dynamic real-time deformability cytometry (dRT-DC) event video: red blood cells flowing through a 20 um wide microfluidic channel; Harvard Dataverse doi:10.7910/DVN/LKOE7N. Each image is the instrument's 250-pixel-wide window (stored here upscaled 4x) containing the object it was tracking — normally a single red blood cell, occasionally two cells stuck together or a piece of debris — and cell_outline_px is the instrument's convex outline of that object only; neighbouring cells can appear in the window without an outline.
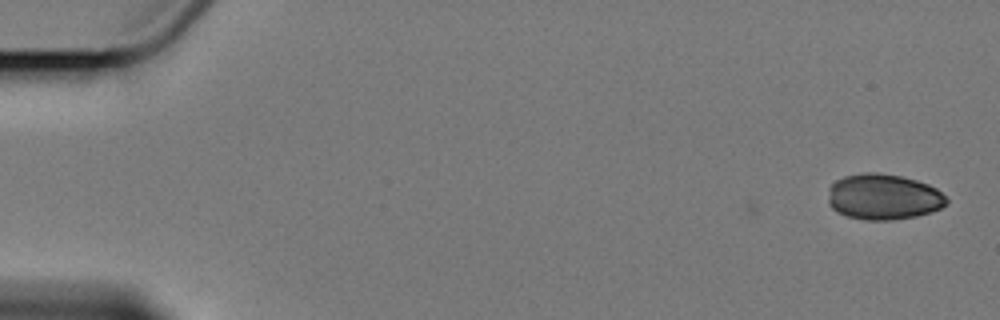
{"species": "Egyptian fruit bat (a non-hibernating species)", "species_latin": "Rousettus aegyptiacus", "temperature_condition": "cold", "stored_images_in_passage": 4, "camera_frame_rate_fps": 3000, "um_per_image_px": 0.085, "animal": {"sex": "female"}, "frame": {"image": 1, "passage_image": 1, "time_ms": 0.0, "image_size_px": [1000, 320], "cell_outline_px": [[948, 204], [932, 212], [916, 216], [888, 220], [864, 220], [848, 216], [836, 212], [828, 204], [828, 188], [836, 180], [844, 176], [864, 172], [876, 172], [900, 176], [916, 180], [928, 184], [936, 188], [948, 200]], "centroid_in_image_um": [75.07, 16.73], "position_along_channel_um": 9.9, "area_um2": 31.73}}